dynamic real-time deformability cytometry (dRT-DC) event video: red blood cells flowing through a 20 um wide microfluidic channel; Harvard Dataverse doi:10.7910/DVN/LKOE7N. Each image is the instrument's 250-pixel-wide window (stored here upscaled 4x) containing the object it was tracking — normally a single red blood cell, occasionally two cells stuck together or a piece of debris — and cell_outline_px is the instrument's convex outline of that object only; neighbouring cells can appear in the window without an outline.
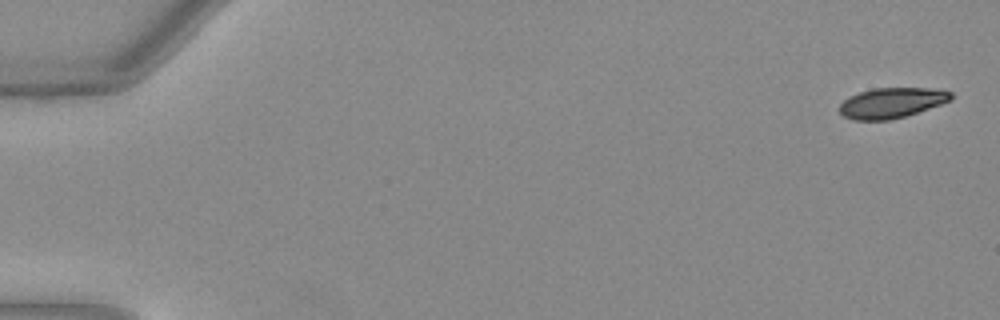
{"species": "Egyptian fruit bat (a non-hibernating species)", "species_latin": "Rousettus aegyptiacus", "temperature_condition": "warm", "stored_images_in_passage": 10, "camera_frame_rate_fps": 3000, "um_per_image_px": 0.085, "animal": {"sex": "female"}, "frame": {"image": 1, "passage_image": 1, "time_ms": 0.0, "image_size_px": [1000, 320], "cell_outline_px": [[952, 100], [904, 116], [888, 120], [852, 120], [844, 116], [840, 112], [840, 104], [848, 96], [872, 88], [932, 88], [952, 92]], "centroid_in_image_um": [75.76, 8.73], "position_along_channel_um": 9.2, "area_um2": 19.54}}